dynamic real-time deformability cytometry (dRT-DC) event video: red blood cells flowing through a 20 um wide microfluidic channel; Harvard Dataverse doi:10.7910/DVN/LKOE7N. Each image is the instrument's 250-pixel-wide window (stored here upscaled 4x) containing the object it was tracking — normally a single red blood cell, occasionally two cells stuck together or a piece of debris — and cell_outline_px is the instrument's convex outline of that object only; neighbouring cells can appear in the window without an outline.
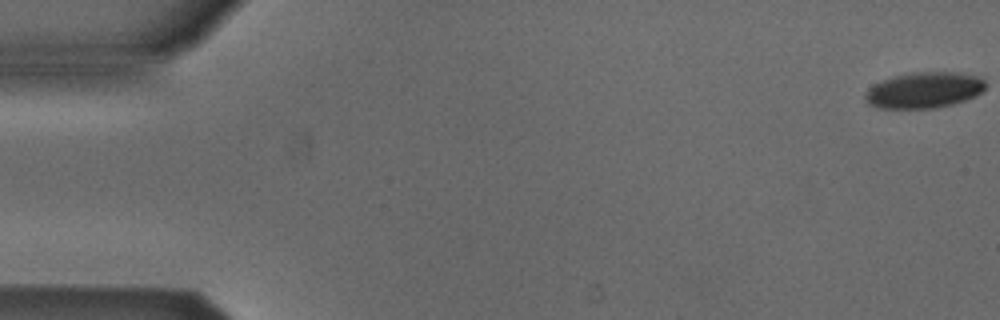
{"species": "Egyptian fruit bat (a non-hibernating species)", "species_latin": "Rousettus aegyptiacus", "temperature_condition": "cold", "stored_images_in_passage": 53, "camera_frame_rate_fps": 3000, "um_per_image_px": 0.085, "animal": {"sex": "male"}, "frame": {"image": 1, "passage_image": 1, "time_ms": 0.0, "image_size_px": [1000, 320], "cell_outline_px": [[984, 88], [976, 96], [952, 104], [936, 108], [880, 108], [868, 104], [864, 96], [864, 92], [868, 88], [892, 76], [912, 72], [956, 72], [980, 76], [984, 80]], "centroid_in_image_um": [78.53, 7.65], "position_along_channel_um": 6.5, "area_um2": 25.2}}
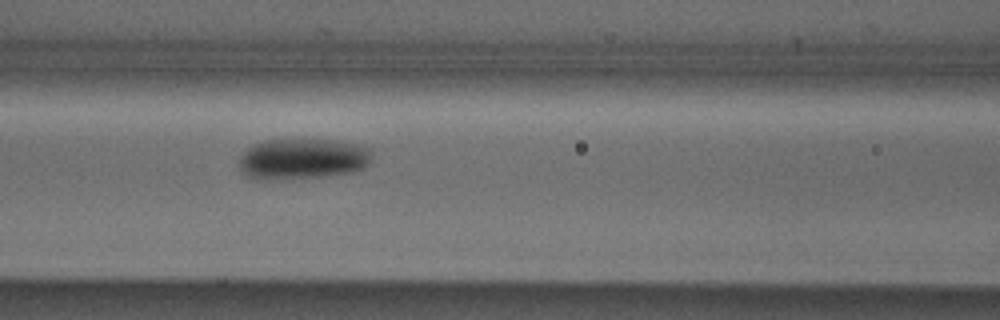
{"frame": {"image": 2, "passage_image": 23, "time_ms": 7.333, "image_size_px": [1000, 320], "cell_outline_px": [[372, 156], [368, 164], [364, 168], [352, 172], [320, 176], [264, 180], [248, 176], [240, 168], [240, 156], [248, 148], [264, 140], [336, 140], [368, 148]], "centroid_in_image_um": [25.71, 13.5], "position_along_channel_um": 140.9, "area_um2": 30.98}}
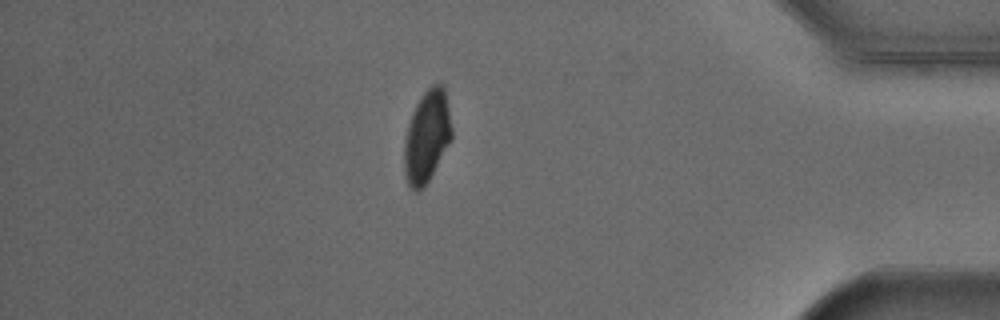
{"frame": {"image": 3, "passage_image": 46, "time_ms": 15.0, "image_size_px": [1000, 320], "cell_outline_px": [[452, 140], [424, 188], [416, 192], [408, 184], [404, 172], [404, 144], [408, 124], [416, 104], [424, 92], [432, 84], [444, 84], [452, 128]], "centroid_in_image_um": [36.3, 11.61], "position_along_channel_um": 398.9, "area_um2": 25.55}, "authors_computed_cell_mechanics": {"area_um2": 28.3798, "velocity_mm_per_s": 3.8828, "shape_relaxation_time_tau1_ms": 2.8588, "shape_relaxation_time_tau2_ms": null, "deformation_change_tau1": 0.0975, "deformation_change_tau2": null}}